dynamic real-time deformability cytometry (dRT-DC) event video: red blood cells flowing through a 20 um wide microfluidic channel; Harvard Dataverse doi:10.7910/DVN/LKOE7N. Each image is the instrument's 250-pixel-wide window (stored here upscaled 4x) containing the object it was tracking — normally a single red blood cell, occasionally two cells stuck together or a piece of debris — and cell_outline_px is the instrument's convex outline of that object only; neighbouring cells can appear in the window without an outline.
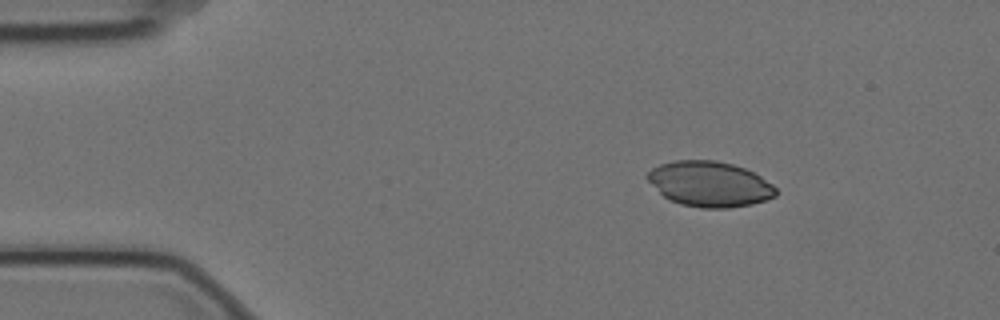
{"species": "Egyptian fruit bat (a non-hibernating species)", "species_latin": "Rousettus aegyptiacus", "temperature_condition": "cold", "stored_images_in_passage": 5, "camera_frame_rate_fps": 3000, "um_per_image_px": 0.085, "animal": {"sex": "female"}, "frame": {"image": 1, "passage_image": 2, "time_ms": 0.333, "image_size_px": [1000, 320], "cell_outline_px": [[776, 196], [752, 204], [728, 208], [700, 208], [680, 204], [664, 196], [644, 176], [652, 168], [660, 164], [676, 160], [716, 160], [732, 164], [744, 168], [760, 176], [772, 184], [776, 188]], "centroid_in_image_um": [60.31, 15.64], "position_along_channel_um": 24.7, "area_um2": 33.76}}